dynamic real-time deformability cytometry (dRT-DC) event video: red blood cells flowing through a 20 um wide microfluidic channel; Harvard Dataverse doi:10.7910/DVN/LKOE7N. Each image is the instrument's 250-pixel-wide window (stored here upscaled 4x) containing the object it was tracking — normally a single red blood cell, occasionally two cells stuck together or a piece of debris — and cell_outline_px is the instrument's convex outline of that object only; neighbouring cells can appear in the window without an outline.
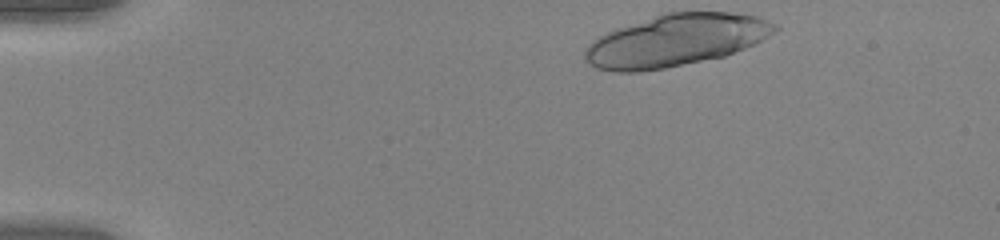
{"species": "human", "species_latin": "Homo sapiens", "temperature_condition": "warm", "stored_images_in_passage": 39, "segment_of_instrument_passage": [1, 2], "camera_frame_rate_fps": 3000, "um_per_image_px": 0.085, "donor": {"sex": "female"}, "frame": {"image": 1, "passage_image": 1, "time_ms": 0.0, "image_size_px": [1000, 240], "cell_outline_px": [[780, 28], [776, 32], [756, 44], [724, 56], [664, 68], [640, 72], [612, 72], [596, 68], [584, 60], [584, 52], [588, 44], [592, 40], [616, 28], [660, 12], [732, 12], [756, 16], [768, 20], [776, 24]], "centroid_in_image_um": [57.44, 3.42], "position_along_channel_um": 27.6, "area_um2": 58.03}}